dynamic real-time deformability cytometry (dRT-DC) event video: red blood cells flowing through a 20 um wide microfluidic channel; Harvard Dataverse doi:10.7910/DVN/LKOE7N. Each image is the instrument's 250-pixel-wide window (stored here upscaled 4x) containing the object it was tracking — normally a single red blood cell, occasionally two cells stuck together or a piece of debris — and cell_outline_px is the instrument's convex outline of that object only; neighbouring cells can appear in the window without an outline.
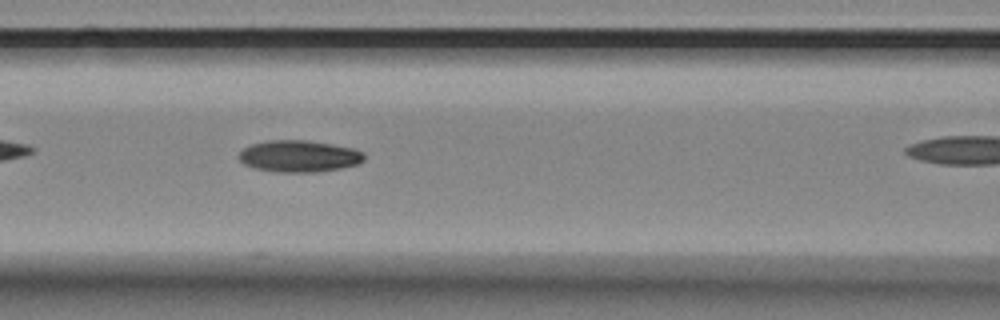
{"species": "Egyptian fruit bat (a non-hibernating species)", "species_latin": "Rousettus aegyptiacus", "temperature_condition": "room temperature", "stored_images_in_passage": 9, "camera_frame_rate_fps": 3000, "um_per_image_px": 0.085, "animal": {"sex": "female"}, "frame": {"image": 1, "passage_image": 3, "time_ms": 0.667, "image_size_px": [1000, 320], "cell_outline_px": [[364, 160], [356, 164], [340, 168], [316, 172], [272, 172], [252, 168], [244, 164], [240, 160], [240, 152], [244, 148], [252, 144], [268, 140], [308, 140], [332, 144], [352, 148], [364, 152]], "centroid_in_image_um": [25.4, 13.28], "position_along_channel_um": 141.2, "area_um2": 23.18}}
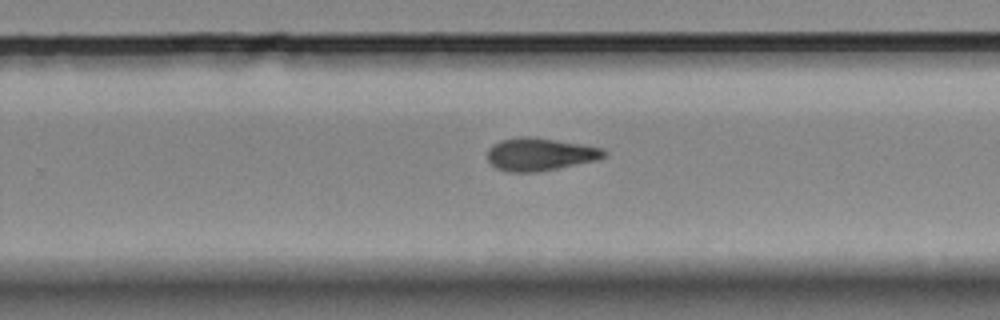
{"frame": {"image": 2, "passage_image": 7, "time_ms": 2.0, "image_size_px": [1000, 320], "cell_outline_px": [[608, 156], [596, 160], [536, 172], [508, 172], [496, 168], [488, 160], [488, 148], [492, 144], [500, 140], [520, 136], [532, 136], [604, 148], [608, 152]], "centroid_in_image_um": [45.89, 13.1], "position_along_channel_um": 283.9, "area_um2": 22.31}}